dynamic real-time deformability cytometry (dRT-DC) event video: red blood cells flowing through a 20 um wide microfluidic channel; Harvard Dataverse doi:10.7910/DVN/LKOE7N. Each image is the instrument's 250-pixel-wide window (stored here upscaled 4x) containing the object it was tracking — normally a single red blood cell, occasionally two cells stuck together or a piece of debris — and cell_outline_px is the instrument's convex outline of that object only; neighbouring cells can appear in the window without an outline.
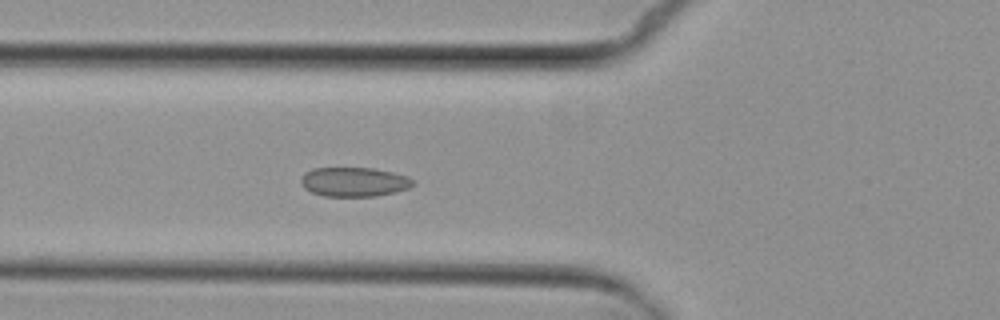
{"species": "common noctule bat (a hibernating species)", "species_latin": "Nyctalus noctula", "temperature_condition": "cold", "stored_images_in_passage": 5, "camera_frame_rate_fps": 3000, "um_per_image_px": 0.085, "animal": {"sex": "female", "body_mass_g": 29.2, "forearm_length_mm": 56.3}, "frame": {"image": 1, "passage_image": 5, "time_ms": 4.667, "image_size_px": [1000, 320], "cell_outline_px": [[416, 184], [408, 188], [396, 192], [376, 196], [324, 196], [312, 192], [304, 188], [300, 184], [300, 180], [304, 172], [312, 168], [372, 168], [392, 172], [408, 176], [416, 180]], "centroid_in_image_um": [30.11, 15.46], "position_along_channel_um": 95.7, "area_um2": 19.36}}